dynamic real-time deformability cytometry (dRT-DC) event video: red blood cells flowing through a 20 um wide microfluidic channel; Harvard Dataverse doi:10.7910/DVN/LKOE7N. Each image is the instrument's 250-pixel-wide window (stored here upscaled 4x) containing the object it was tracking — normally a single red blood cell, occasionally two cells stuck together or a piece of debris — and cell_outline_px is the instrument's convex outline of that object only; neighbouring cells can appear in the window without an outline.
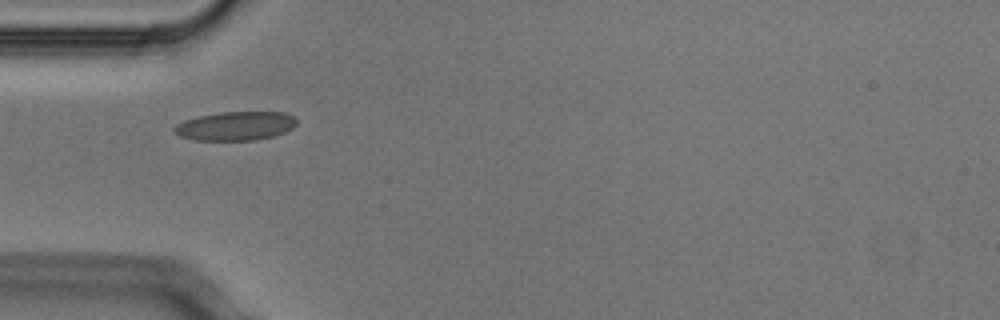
{"species": "Egyptian fruit bat (a non-hibernating species)", "species_latin": "Rousettus aegyptiacus", "temperature_condition": "cold", "stored_images_in_passage": 10, "camera_frame_rate_fps": 3000, "um_per_image_px": 0.085, "animal": {"sex": "male"}, "frame": {"image": 1, "passage_image": 4, "time_ms": 1.0, "image_size_px": [1000, 320], "cell_outline_px": [[296, 124], [292, 128], [284, 132], [272, 136], [256, 140], [196, 140], [180, 136], [172, 128], [176, 124], [184, 120], [200, 116], [220, 112], [284, 112], [292, 116], [296, 120]], "centroid_in_image_um": [20.01, 10.7], "position_along_channel_um": 65.0, "area_um2": 20.4}}
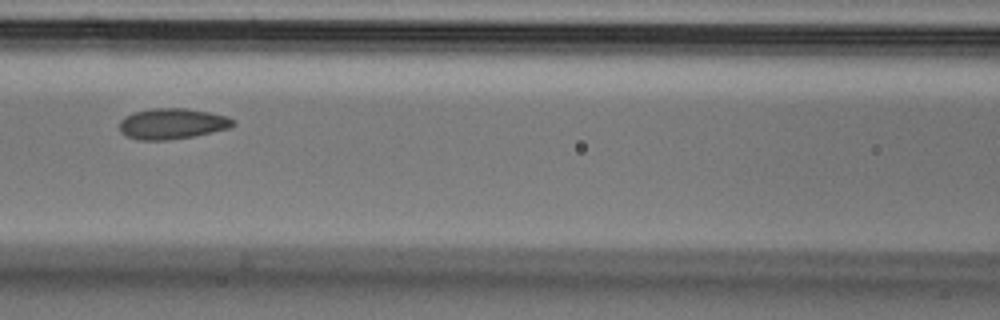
{"frame": {"image": 2, "passage_image": 6, "time_ms": 1.667, "image_size_px": [1000, 320], "cell_outline_px": [[236, 124], [232, 128], [192, 136], [168, 140], [140, 140], [128, 136], [120, 132], [120, 120], [124, 116], [132, 112], [152, 108], [184, 108], [208, 112], [228, 116], [236, 120]], "centroid_in_image_um": [14.66, 10.51], "position_along_channel_um": 151.9, "area_um2": 20.52}}
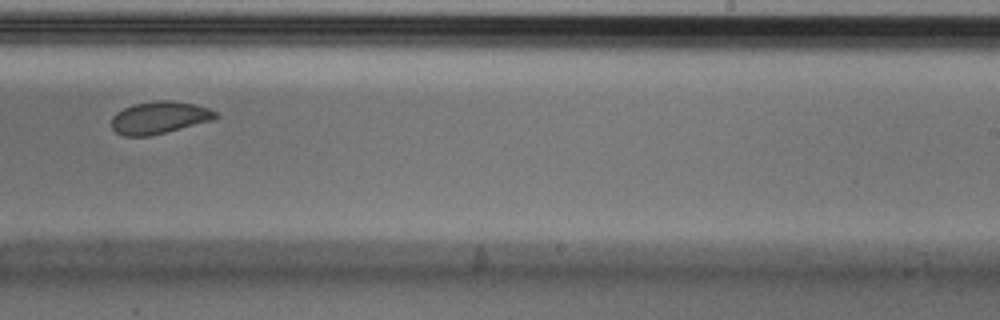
{"frame": {"image": 3, "passage_image": 9, "time_ms": 2.667, "image_size_px": [1000, 320], "cell_outline_px": [[220, 116], [212, 120], [148, 136], [124, 136], [116, 132], [112, 128], [112, 116], [116, 112], [132, 104], [160, 100], [172, 100], [196, 104], [208, 108], [216, 112]], "centroid_in_image_um": [13.53, 9.98], "position_along_channel_um": 275.5, "area_um2": 19.48}}